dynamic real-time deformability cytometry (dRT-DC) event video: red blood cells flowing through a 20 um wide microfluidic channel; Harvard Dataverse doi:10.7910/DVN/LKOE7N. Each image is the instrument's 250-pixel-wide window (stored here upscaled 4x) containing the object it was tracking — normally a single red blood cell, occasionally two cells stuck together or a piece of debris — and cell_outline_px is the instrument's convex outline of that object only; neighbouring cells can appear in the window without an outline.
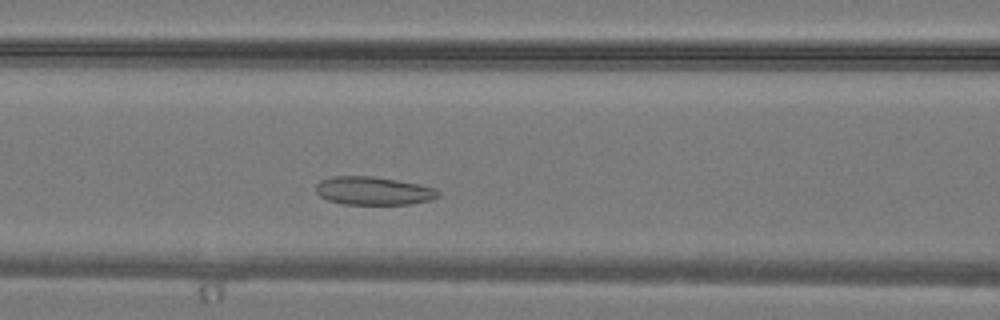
{"species": "common noctule bat (a hibernating species)", "species_latin": "Nyctalus noctula", "temperature_condition": "warm", "stored_images_in_passage": 28, "camera_frame_rate_fps": 3000, "um_per_image_px": 0.085, "animal": {"sex": "male", "body_mass_g": 19.2, "forearm_length_mm": 51.8}, "frame": {"image": 1, "passage_image": 8, "time_ms": 2.333, "image_size_px": [1000, 320], "cell_outline_px": [[440, 196], [428, 200], [412, 204], [344, 204], [328, 200], [320, 196], [316, 192], [316, 184], [320, 180], [332, 176], [372, 176], [396, 180], [436, 188], [440, 192]], "centroid_in_image_um": [31.72, 16.22], "position_along_channel_um": 134.9, "area_um2": 20.06}}
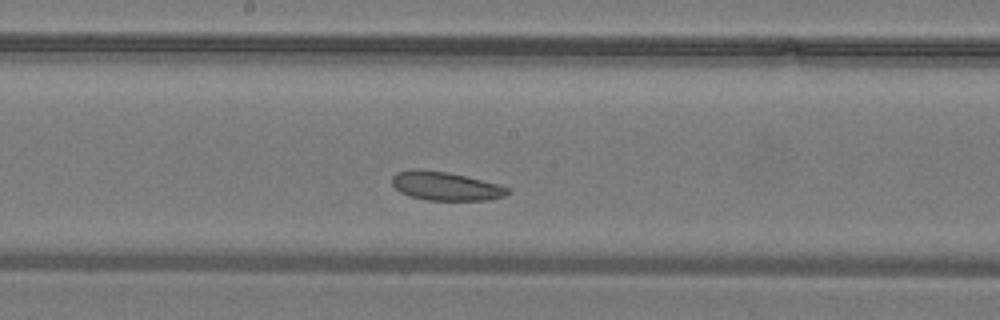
{"frame": {"image": 2, "passage_image": 12, "time_ms": 3.667, "image_size_px": [1000, 320], "cell_outline_px": [[508, 192], [504, 196], [488, 200], [428, 200], [408, 196], [400, 192], [392, 184], [392, 176], [396, 172], [448, 172], [500, 184], [508, 188]], "centroid_in_image_um": [37.93, 15.86], "position_along_channel_um": 210.3, "area_um2": 18.61}}
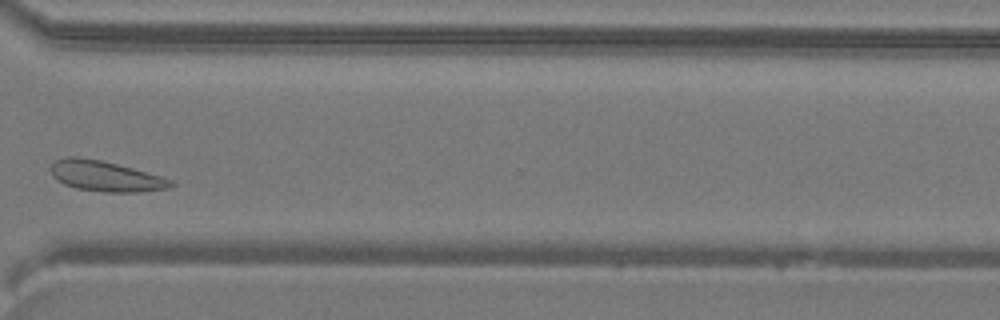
{"frame": {"image": 3, "passage_image": 20, "time_ms": 6.333, "image_size_px": [1000, 320], "cell_outline_px": [[176, 184], [168, 188], [140, 192], [104, 192], [76, 188], [64, 184], [56, 180], [52, 176], [52, 164], [56, 160], [68, 156], [76, 156], [100, 160], [132, 168], [160, 176], [172, 180]], "centroid_in_image_um": [8.96, 14.98], "position_along_channel_um": 361.6, "area_um2": 21.15}}